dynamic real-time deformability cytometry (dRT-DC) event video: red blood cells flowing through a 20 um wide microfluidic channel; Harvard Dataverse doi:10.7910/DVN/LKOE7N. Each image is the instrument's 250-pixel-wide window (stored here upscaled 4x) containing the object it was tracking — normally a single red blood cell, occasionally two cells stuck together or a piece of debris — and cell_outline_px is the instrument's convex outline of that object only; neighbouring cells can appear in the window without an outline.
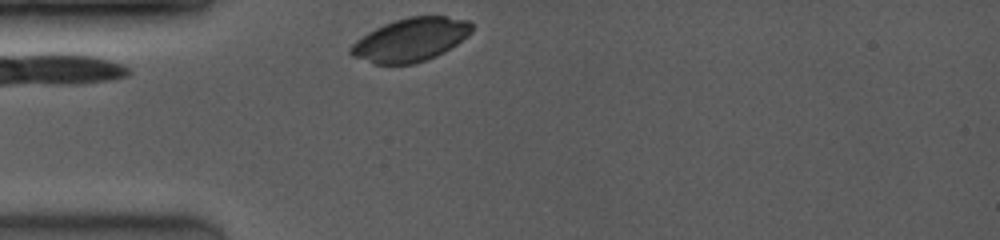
{"species": "common noctule bat (a hibernating species)", "species_latin": "Nyctalus noctula", "temperature_condition": "room temperature", "stored_images_in_passage": 20, "camera_frame_rate_fps": 4000, "um_per_image_px": 0.085, "animal": {"sex": "female", "body_mass_g": 19.0, "forearm_length_mm": 53.3}, "frame": {"image": 1, "passage_image": 1, "time_ms": 0.0, "image_size_px": [1000, 240], "cell_outline_px": [[472, 28], [456, 44], [444, 52], [436, 56], [412, 64], [376, 64], [352, 56], [348, 52], [348, 48], [356, 40], [368, 32], [384, 24], [396, 20], [412, 16], [444, 16], [468, 20], [472, 24]], "centroid_in_image_um": [34.85, 3.38], "position_along_channel_um": 50.1, "area_um2": 30.11}}